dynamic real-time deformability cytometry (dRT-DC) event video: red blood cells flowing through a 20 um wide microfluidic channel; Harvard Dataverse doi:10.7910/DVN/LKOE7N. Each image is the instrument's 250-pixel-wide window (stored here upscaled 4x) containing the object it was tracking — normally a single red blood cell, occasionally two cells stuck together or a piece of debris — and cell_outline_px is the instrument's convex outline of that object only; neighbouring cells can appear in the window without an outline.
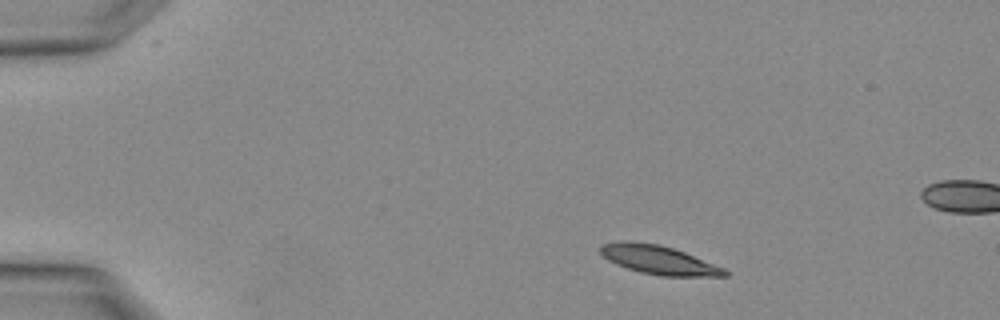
{"species": "Egyptian fruit bat (a non-hibernating species)", "species_latin": "Rousettus aegyptiacus", "temperature_condition": "warm", "stored_images_in_passage": 3, "camera_frame_rate_fps": 3000, "um_per_image_px": 0.085, "animal": {"sex": "female"}, "frame": {"image": 1, "passage_image": 1, "time_ms": 0.0, "image_size_px": [1000, 320], "cell_outline_px": [[728, 276], [660, 276], [640, 272], [616, 264], [608, 260], [600, 252], [600, 244], [620, 240], [628, 240], [660, 244], [684, 252], [724, 268], [728, 272]], "centroid_in_image_um": [55.95, 22.07], "position_along_channel_um": 29.1, "area_um2": 20.87}}